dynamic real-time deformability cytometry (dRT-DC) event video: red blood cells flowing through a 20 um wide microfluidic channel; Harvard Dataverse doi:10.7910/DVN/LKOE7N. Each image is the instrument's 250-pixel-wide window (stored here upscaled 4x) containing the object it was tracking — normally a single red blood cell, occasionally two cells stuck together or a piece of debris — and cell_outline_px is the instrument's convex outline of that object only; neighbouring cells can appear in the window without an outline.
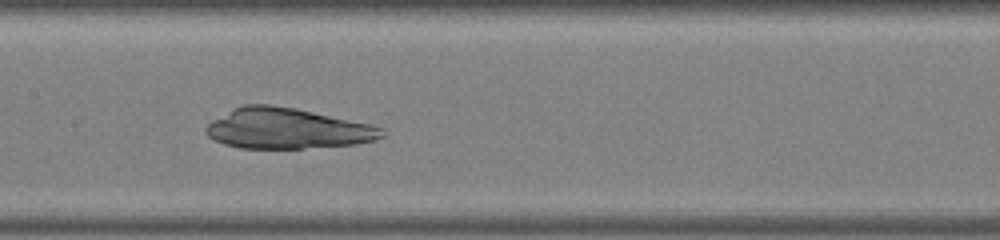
{"species": "common noctule bat (a hibernating species)", "species_latin": "Nyctalus noctula", "temperature_condition": "warm", "stored_images_in_passage": 39, "camera_frame_rate_fps": 3000, "um_per_image_px": 0.085, "animal": {"sex": "male", "body_mass_g": 19.0, "forearm_length_mm": 50.8}, "frame": {"image": 1, "passage_image": 15, "time_ms": 4.667, "image_size_px": [1000, 240], "cell_outline_px": [[384, 136], [376, 140], [356, 144], [304, 148], [240, 148], [224, 144], [208, 136], [204, 132], [204, 128], [212, 120], [244, 104], [268, 104], [296, 108], [368, 124], [384, 128]], "centroid_in_image_um": [24.4, 10.93], "position_along_channel_um": 183.0, "area_um2": 41.27}}
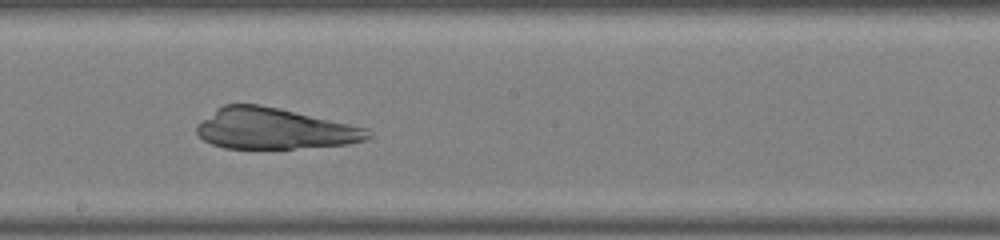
{"frame": {"image": 2, "passage_image": 18, "time_ms": 5.667, "image_size_px": [1000, 240], "cell_outline_px": [[372, 136], [364, 140], [348, 144], [292, 148], [224, 148], [212, 144], [204, 140], [196, 132], [196, 124], [216, 108], [224, 104], [256, 104], [280, 108], [368, 128], [372, 132]], "centroid_in_image_um": [23.3, 10.93], "position_along_channel_um": 224.9, "area_um2": 40.81}}